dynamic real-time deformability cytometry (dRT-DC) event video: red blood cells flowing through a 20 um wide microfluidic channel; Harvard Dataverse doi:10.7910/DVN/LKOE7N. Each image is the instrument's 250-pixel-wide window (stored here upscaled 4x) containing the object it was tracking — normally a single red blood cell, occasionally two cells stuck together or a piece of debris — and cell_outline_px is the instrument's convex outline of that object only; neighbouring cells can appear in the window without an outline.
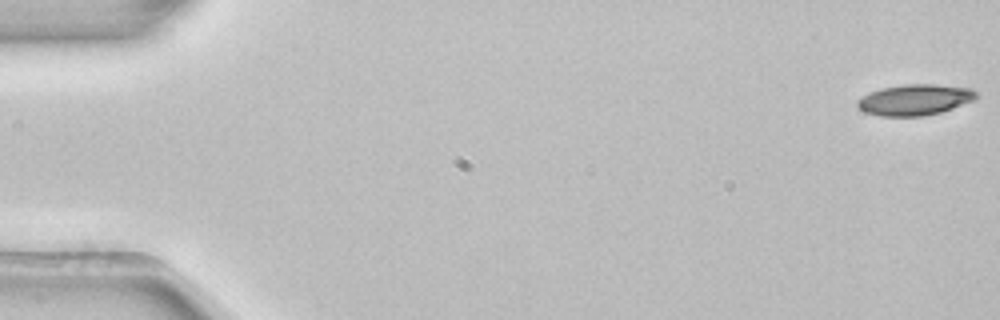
{"species": "common noctule bat (a hibernating species)", "species_latin": "Nyctalus noctula", "temperature_condition": "room temperature", "stored_images_in_passage": 6, "camera_frame_rate_fps": 3000, "um_per_image_px": 0.085, "animal": {"sex": "female", "body_mass_g": 22.7, "forearm_length_mm": 54.2}, "frame": {"image": 1, "passage_image": 1, "time_ms": 0.0, "image_size_px": [1000, 320], "cell_outline_px": [[976, 96], [972, 100], [952, 108], [940, 112], [924, 116], [880, 116], [864, 112], [856, 104], [856, 100], [860, 96], [868, 92], [880, 88], [904, 84], [932, 84], [972, 88], [976, 92]], "centroid_in_image_um": [77.68, 8.47], "position_along_channel_um": 7.3, "area_um2": 21.44}}
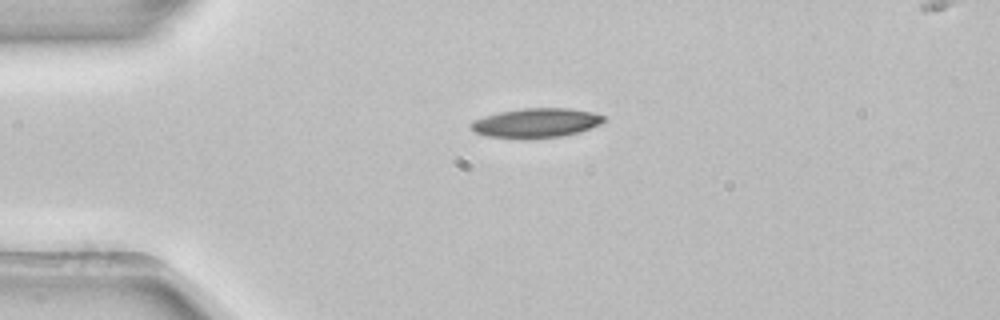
{"frame": {"image": 2, "passage_image": 4, "time_ms": 1.0, "image_size_px": [1000, 320], "cell_outline_px": [[608, 120], [600, 124], [580, 132], [564, 136], [528, 140], [520, 140], [484, 136], [476, 132], [468, 124], [472, 120], [484, 116], [500, 112], [524, 108], [568, 108], [592, 112], [604, 116]], "centroid_in_image_um": [45.55, 10.48], "position_along_channel_um": 39.4, "area_um2": 23.35}}